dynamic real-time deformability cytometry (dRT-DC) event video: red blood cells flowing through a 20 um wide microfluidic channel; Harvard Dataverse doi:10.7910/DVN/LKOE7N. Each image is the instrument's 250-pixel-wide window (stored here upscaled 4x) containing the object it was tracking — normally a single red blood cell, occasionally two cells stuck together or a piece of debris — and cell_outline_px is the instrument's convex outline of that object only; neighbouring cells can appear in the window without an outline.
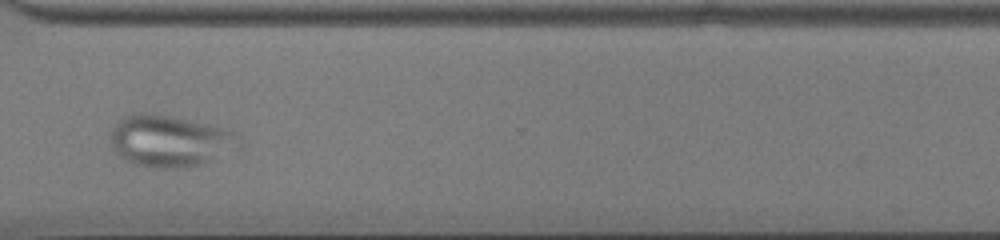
{"species": "common noctule bat (a hibernating species)", "species_latin": "Nyctalus noctula", "temperature_condition": "cold", "stored_images_in_passage": 45, "camera_frame_rate_fps": 3000, "um_per_image_px": 0.085, "animal": {"sex": "male", "body_mass_g": 13.0, "forearm_length_mm": 53.1}, "frame": {"image": 1, "passage_image": 32, "time_ms": 10.333, "image_size_px": [1000, 240], "cell_outline_px": [[244, 144], [240, 148], [204, 164], [180, 168], [152, 168], [136, 164], [124, 160], [116, 152], [112, 144], [112, 128], [124, 116], [132, 112], [152, 112], [208, 124], [240, 132]], "centroid_in_image_um": [14.53, 11.97], "position_along_channel_um": 356.1, "area_um2": 39.42}}